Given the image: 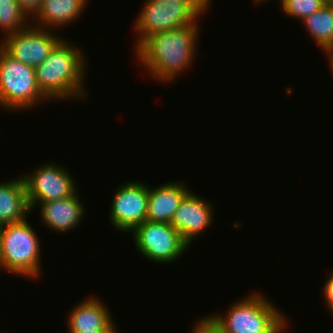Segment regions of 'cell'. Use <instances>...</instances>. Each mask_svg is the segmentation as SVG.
Returning a JSON list of instances; mask_svg holds the SVG:
<instances>
[{
	"instance_id": "9",
	"label": "cell",
	"mask_w": 333,
	"mask_h": 333,
	"mask_svg": "<svg viewBox=\"0 0 333 333\" xmlns=\"http://www.w3.org/2000/svg\"><path fill=\"white\" fill-rule=\"evenodd\" d=\"M117 187L111 199L109 223L114 231L131 233L147 220L149 184L137 179Z\"/></svg>"
},
{
	"instance_id": "22",
	"label": "cell",
	"mask_w": 333,
	"mask_h": 333,
	"mask_svg": "<svg viewBox=\"0 0 333 333\" xmlns=\"http://www.w3.org/2000/svg\"><path fill=\"white\" fill-rule=\"evenodd\" d=\"M192 333H218L211 325H209L203 318H199L198 322H194Z\"/></svg>"
},
{
	"instance_id": "16",
	"label": "cell",
	"mask_w": 333,
	"mask_h": 333,
	"mask_svg": "<svg viewBox=\"0 0 333 333\" xmlns=\"http://www.w3.org/2000/svg\"><path fill=\"white\" fill-rule=\"evenodd\" d=\"M32 213L23 177L0 182V226L28 219Z\"/></svg>"
},
{
	"instance_id": "6",
	"label": "cell",
	"mask_w": 333,
	"mask_h": 333,
	"mask_svg": "<svg viewBox=\"0 0 333 333\" xmlns=\"http://www.w3.org/2000/svg\"><path fill=\"white\" fill-rule=\"evenodd\" d=\"M48 101L38 87L35 68L24 65L0 46V107L8 113L20 112Z\"/></svg>"
},
{
	"instance_id": "14",
	"label": "cell",
	"mask_w": 333,
	"mask_h": 333,
	"mask_svg": "<svg viewBox=\"0 0 333 333\" xmlns=\"http://www.w3.org/2000/svg\"><path fill=\"white\" fill-rule=\"evenodd\" d=\"M89 0H42L39 9L31 17V24L50 30L71 26L83 15ZM62 26V27H61ZM58 27V28H57Z\"/></svg>"
},
{
	"instance_id": "12",
	"label": "cell",
	"mask_w": 333,
	"mask_h": 333,
	"mask_svg": "<svg viewBox=\"0 0 333 333\" xmlns=\"http://www.w3.org/2000/svg\"><path fill=\"white\" fill-rule=\"evenodd\" d=\"M76 191L72 196L64 199L40 203L39 219L42 225L56 233H66L75 230L83 222L86 215V207L82 202V195Z\"/></svg>"
},
{
	"instance_id": "18",
	"label": "cell",
	"mask_w": 333,
	"mask_h": 333,
	"mask_svg": "<svg viewBox=\"0 0 333 333\" xmlns=\"http://www.w3.org/2000/svg\"><path fill=\"white\" fill-rule=\"evenodd\" d=\"M31 18L21 8L18 0H0V31L3 38L27 28Z\"/></svg>"
},
{
	"instance_id": "5",
	"label": "cell",
	"mask_w": 333,
	"mask_h": 333,
	"mask_svg": "<svg viewBox=\"0 0 333 333\" xmlns=\"http://www.w3.org/2000/svg\"><path fill=\"white\" fill-rule=\"evenodd\" d=\"M26 219L1 226L0 269L21 277L42 276L41 243Z\"/></svg>"
},
{
	"instance_id": "21",
	"label": "cell",
	"mask_w": 333,
	"mask_h": 333,
	"mask_svg": "<svg viewBox=\"0 0 333 333\" xmlns=\"http://www.w3.org/2000/svg\"><path fill=\"white\" fill-rule=\"evenodd\" d=\"M21 8L31 18L39 9L42 0H18Z\"/></svg>"
},
{
	"instance_id": "24",
	"label": "cell",
	"mask_w": 333,
	"mask_h": 333,
	"mask_svg": "<svg viewBox=\"0 0 333 333\" xmlns=\"http://www.w3.org/2000/svg\"><path fill=\"white\" fill-rule=\"evenodd\" d=\"M82 333H119L117 331H94V332H82Z\"/></svg>"
},
{
	"instance_id": "20",
	"label": "cell",
	"mask_w": 333,
	"mask_h": 333,
	"mask_svg": "<svg viewBox=\"0 0 333 333\" xmlns=\"http://www.w3.org/2000/svg\"><path fill=\"white\" fill-rule=\"evenodd\" d=\"M329 277H326V281L322 289V299L325 303V307L333 313V270L330 271ZM327 305V306H326Z\"/></svg>"
},
{
	"instance_id": "2",
	"label": "cell",
	"mask_w": 333,
	"mask_h": 333,
	"mask_svg": "<svg viewBox=\"0 0 333 333\" xmlns=\"http://www.w3.org/2000/svg\"><path fill=\"white\" fill-rule=\"evenodd\" d=\"M67 39L63 38L35 68L38 87L51 102L88 99L85 83L88 61L82 48Z\"/></svg>"
},
{
	"instance_id": "26",
	"label": "cell",
	"mask_w": 333,
	"mask_h": 333,
	"mask_svg": "<svg viewBox=\"0 0 333 333\" xmlns=\"http://www.w3.org/2000/svg\"><path fill=\"white\" fill-rule=\"evenodd\" d=\"M0 246H1V226H0Z\"/></svg>"
},
{
	"instance_id": "7",
	"label": "cell",
	"mask_w": 333,
	"mask_h": 333,
	"mask_svg": "<svg viewBox=\"0 0 333 333\" xmlns=\"http://www.w3.org/2000/svg\"><path fill=\"white\" fill-rule=\"evenodd\" d=\"M131 234L138 253L154 263L165 265L174 263L190 249L180 233L167 222L146 220Z\"/></svg>"
},
{
	"instance_id": "25",
	"label": "cell",
	"mask_w": 333,
	"mask_h": 333,
	"mask_svg": "<svg viewBox=\"0 0 333 333\" xmlns=\"http://www.w3.org/2000/svg\"><path fill=\"white\" fill-rule=\"evenodd\" d=\"M253 2H254V4L256 5L257 4V6H258V4H260V6L261 5H263L264 3L263 2H270L269 0H252ZM262 3V4H261Z\"/></svg>"
},
{
	"instance_id": "3",
	"label": "cell",
	"mask_w": 333,
	"mask_h": 333,
	"mask_svg": "<svg viewBox=\"0 0 333 333\" xmlns=\"http://www.w3.org/2000/svg\"><path fill=\"white\" fill-rule=\"evenodd\" d=\"M243 297L233 302L226 314L214 312L202 318L218 333L287 332L289 318L269 297L257 291Z\"/></svg>"
},
{
	"instance_id": "19",
	"label": "cell",
	"mask_w": 333,
	"mask_h": 333,
	"mask_svg": "<svg viewBox=\"0 0 333 333\" xmlns=\"http://www.w3.org/2000/svg\"><path fill=\"white\" fill-rule=\"evenodd\" d=\"M329 0H279L278 4L287 16L302 21L320 10Z\"/></svg>"
},
{
	"instance_id": "10",
	"label": "cell",
	"mask_w": 333,
	"mask_h": 333,
	"mask_svg": "<svg viewBox=\"0 0 333 333\" xmlns=\"http://www.w3.org/2000/svg\"><path fill=\"white\" fill-rule=\"evenodd\" d=\"M53 31L30 24L21 31L1 37L0 46L24 65L36 68L63 39Z\"/></svg>"
},
{
	"instance_id": "4",
	"label": "cell",
	"mask_w": 333,
	"mask_h": 333,
	"mask_svg": "<svg viewBox=\"0 0 333 333\" xmlns=\"http://www.w3.org/2000/svg\"><path fill=\"white\" fill-rule=\"evenodd\" d=\"M210 4L211 0H145L132 27L138 34L134 50L154 33L200 22Z\"/></svg>"
},
{
	"instance_id": "1",
	"label": "cell",
	"mask_w": 333,
	"mask_h": 333,
	"mask_svg": "<svg viewBox=\"0 0 333 333\" xmlns=\"http://www.w3.org/2000/svg\"><path fill=\"white\" fill-rule=\"evenodd\" d=\"M199 22L182 28L157 32L146 38L133 52L137 65L146 69L149 77L173 83L180 74L192 68L198 47ZM172 81V82H171Z\"/></svg>"
},
{
	"instance_id": "17",
	"label": "cell",
	"mask_w": 333,
	"mask_h": 333,
	"mask_svg": "<svg viewBox=\"0 0 333 333\" xmlns=\"http://www.w3.org/2000/svg\"><path fill=\"white\" fill-rule=\"evenodd\" d=\"M301 23L316 46L327 56L333 50V5L330 1L304 18Z\"/></svg>"
},
{
	"instance_id": "11",
	"label": "cell",
	"mask_w": 333,
	"mask_h": 333,
	"mask_svg": "<svg viewBox=\"0 0 333 333\" xmlns=\"http://www.w3.org/2000/svg\"><path fill=\"white\" fill-rule=\"evenodd\" d=\"M213 203L190 191L181 200L170 225L177 230L191 247L199 235L204 234L214 222Z\"/></svg>"
},
{
	"instance_id": "15",
	"label": "cell",
	"mask_w": 333,
	"mask_h": 333,
	"mask_svg": "<svg viewBox=\"0 0 333 333\" xmlns=\"http://www.w3.org/2000/svg\"><path fill=\"white\" fill-rule=\"evenodd\" d=\"M185 183L173 180L155 188L149 186L147 220L170 223L181 200L190 191Z\"/></svg>"
},
{
	"instance_id": "23",
	"label": "cell",
	"mask_w": 333,
	"mask_h": 333,
	"mask_svg": "<svg viewBox=\"0 0 333 333\" xmlns=\"http://www.w3.org/2000/svg\"><path fill=\"white\" fill-rule=\"evenodd\" d=\"M327 57V61L329 62V68L332 70L331 72H333V50L326 56ZM333 75V73H332Z\"/></svg>"
},
{
	"instance_id": "8",
	"label": "cell",
	"mask_w": 333,
	"mask_h": 333,
	"mask_svg": "<svg viewBox=\"0 0 333 333\" xmlns=\"http://www.w3.org/2000/svg\"><path fill=\"white\" fill-rule=\"evenodd\" d=\"M31 212L38 204L72 196L79 187L69 170L58 163L45 162L22 175Z\"/></svg>"
},
{
	"instance_id": "13",
	"label": "cell",
	"mask_w": 333,
	"mask_h": 333,
	"mask_svg": "<svg viewBox=\"0 0 333 333\" xmlns=\"http://www.w3.org/2000/svg\"><path fill=\"white\" fill-rule=\"evenodd\" d=\"M108 308L97 295L85 297L81 303L73 306L66 316L67 333L118 331Z\"/></svg>"
}]
</instances>
